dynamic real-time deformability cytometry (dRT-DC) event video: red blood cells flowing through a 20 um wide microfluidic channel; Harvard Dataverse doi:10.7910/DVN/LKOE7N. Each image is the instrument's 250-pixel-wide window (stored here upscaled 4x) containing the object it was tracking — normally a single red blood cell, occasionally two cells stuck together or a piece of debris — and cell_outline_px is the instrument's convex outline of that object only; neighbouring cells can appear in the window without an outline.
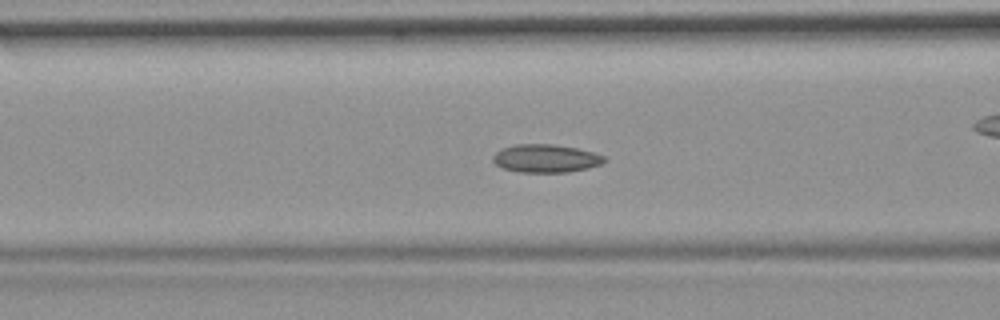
{"species": "common noctule bat (a hibernating species)", "species_latin": "Nyctalus noctula", "temperature_condition": "room temperature", "stored_images_in_passage": 48, "camera_frame_rate_fps": 3000, "um_per_image_px": 0.085, "animal": {"sex": "female", "body_mass_g": 19.9}, "frame": {"image": 1, "passage_image": 14, "time_ms": 4.333, "image_size_px": [1000, 320], "cell_outline_px": [[608, 160], [600, 164], [588, 168], [568, 172], [520, 172], [504, 168], [496, 164], [492, 160], [492, 156], [496, 152], [504, 148], [516, 144], [552, 144], [576, 148], [592, 152], [604, 156]], "centroid_in_image_um": [46.4, 13.46], "position_along_channel_um": 120.2, "area_um2": 18.09}, "authors_computed_cell_mechanics": {"area_um2": 17.8024, "velocity_mm_per_s": 3.6875, "shape_relaxation_time_tau1_ms": null, "shape_relaxation_time_tau2_ms": 3.5732, "deformation_change_tau1": null, "deformation_change_tau2": 0.0806}}